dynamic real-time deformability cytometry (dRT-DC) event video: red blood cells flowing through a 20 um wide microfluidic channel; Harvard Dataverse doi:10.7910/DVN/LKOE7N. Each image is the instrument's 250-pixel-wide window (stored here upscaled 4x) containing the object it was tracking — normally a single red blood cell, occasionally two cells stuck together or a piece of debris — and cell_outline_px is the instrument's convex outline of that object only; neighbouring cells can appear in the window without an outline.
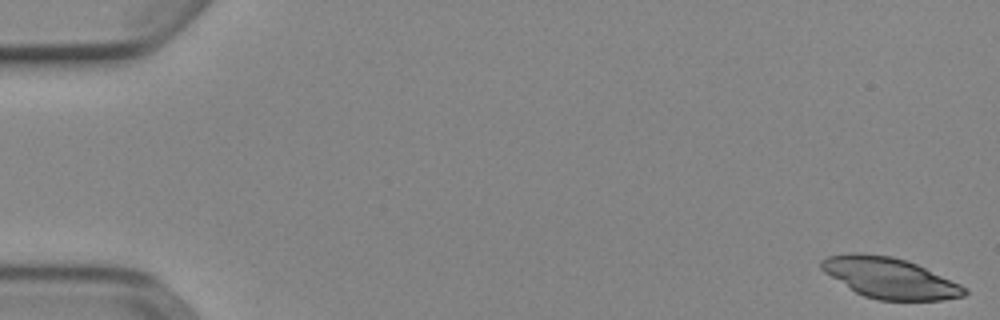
{"species": "Egyptian fruit bat (a non-hibernating species)", "species_latin": "Rousettus aegyptiacus", "temperature_condition": "cold", "stored_images_in_passage": 21, "camera_frame_rate_fps": 3000, "um_per_image_px": 0.085, "animal": {"sex": "female"}, "frame": {"image": 1, "passage_image": 1, "time_ms": 0.0, "image_size_px": [1000, 320], "cell_outline_px": [[968, 292], [964, 296], [940, 300], [880, 300], [864, 296], [856, 292], [824, 272], [820, 268], [820, 260], [828, 256], [848, 252], [860, 252], [892, 256], [916, 264], [960, 284], [968, 288]], "centroid_in_image_um": [75.6, 23.61], "position_along_channel_um": 9.4, "area_um2": 33.76}}